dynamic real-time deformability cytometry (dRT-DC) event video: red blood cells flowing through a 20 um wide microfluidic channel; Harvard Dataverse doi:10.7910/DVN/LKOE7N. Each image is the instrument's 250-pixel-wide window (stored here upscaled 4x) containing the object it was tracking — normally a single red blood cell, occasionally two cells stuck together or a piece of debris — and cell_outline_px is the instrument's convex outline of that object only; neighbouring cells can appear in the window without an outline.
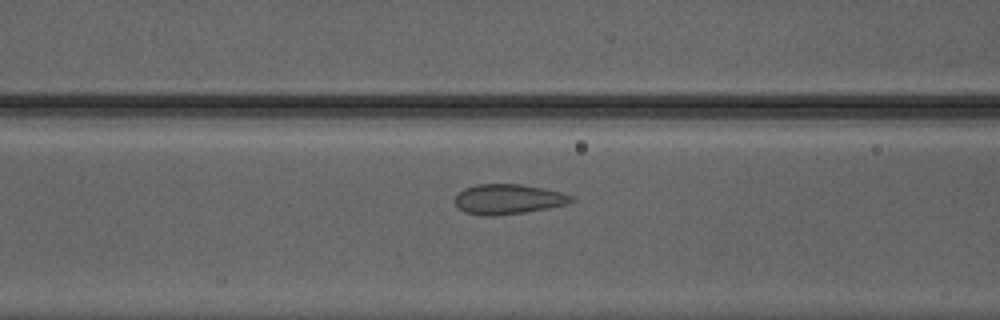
{"species": "Egyptian fruit bat (a non-hibernating species)", "species_latin": "Rousettus aegyptiacus", "temperature_condition": "warm", "stored_images_in_passage": 36, "camera_frame_rate_fps": 3000, "um_per_image_px": 0.085, "animal": {"sex": "male"}, "frame": {"image": 1, "passage_image": 8, "time_ms": 2.333, "image_size_px": [1000, 320], "cell_outline_px": [[576, 200], [568, 204], [548, 208], [524, 212], [492, 216], [480, 216], [464, 212], [456, 204], [456, 196], [464, 188], [476, 184], [520, 184], [544, 188], [560, 192], [572, 196]], "centroid_in_image_um": [43.21, 16.93], "position_along_channel_um": 123.4, "area_um2": 20.35}}
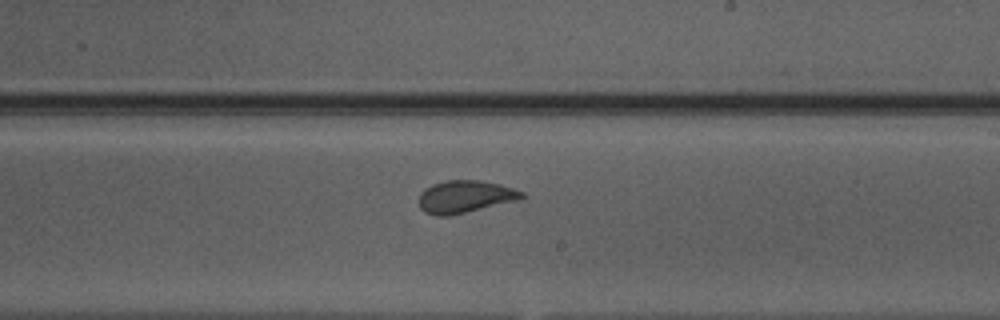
{"frame": {"image": 2, "passage_image": 17, "time_ms": 5.333, "image_size_px": [1000, 320], "cell_outline_px": [[524, 196], [516, 200], [448, 216], [436, 216], [424, 212], [420, 208], [420, 192], [424, 188], [432, 184], [448, 180], [480, 180], [500, 184], [524, 192]], "centroid_in_image_um": [39.48, 16.71], "position_along_channel_um": 249.5, "area_um2": 19.19}}
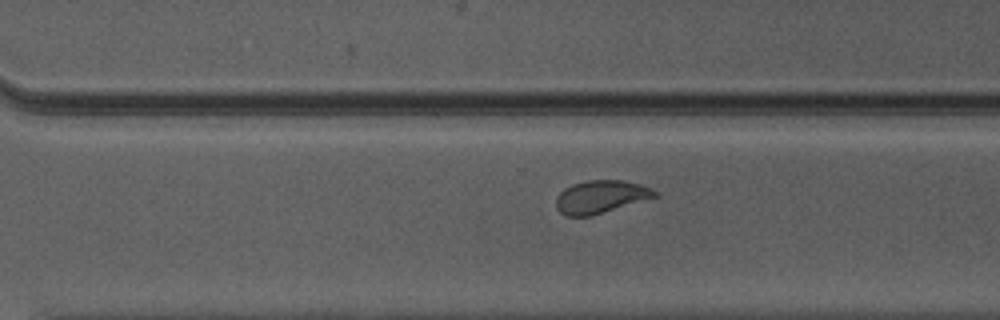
{"frame": {"image": 3, "passage_image": 22, "time_ms": 7.0, "image_size_px": [1000, 320], "cell_outline_px": [[660, 196], [588, 216], [568, 216], [560, 212], [556, 208], [556, 196], [564, 188], [572, 184], [588, 180], [624, 180], [640, 184], [660, 192]], "centroid_in_image_um": [51.08, 16.71], "position_along_channel_um": 319.5, "area_um2": 18.9}}